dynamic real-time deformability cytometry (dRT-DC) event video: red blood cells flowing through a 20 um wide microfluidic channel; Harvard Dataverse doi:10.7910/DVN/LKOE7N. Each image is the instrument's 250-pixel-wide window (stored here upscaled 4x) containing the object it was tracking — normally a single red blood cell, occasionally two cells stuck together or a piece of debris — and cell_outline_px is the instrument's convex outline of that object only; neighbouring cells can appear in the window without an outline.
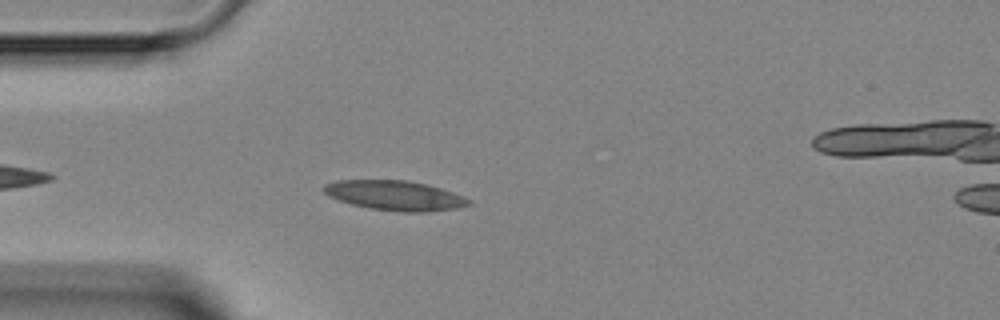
{"species": "Egyptian fruit bat (a non-hibernating species)", "species_latin": "Rousettus aegyptiacus", "temperature_condition": "room temperature", "stored_images_in_passage": 4, "camera_frame_rate_fps": 3000, "um_per_image_px": 0.085, "animal": {"sex": "female"}, "frame": {"image": 1, "passage_image": 3, "time_ms": 2.333, "image_size_px": [1000, 320], "cell_outline_px": [[472, 204], [456, 208], [428, 212], [404, 212], [372, 208], [352, 204], [328, 196], [324, 192], [324, 184], [336, 180], [408, 180], [428, 184], [452, 192], [472, 200]], "centroid_in_image_um": [33.59, 16.61], "position_along_channel_um": 51.4, "area_um2": 25.03}}